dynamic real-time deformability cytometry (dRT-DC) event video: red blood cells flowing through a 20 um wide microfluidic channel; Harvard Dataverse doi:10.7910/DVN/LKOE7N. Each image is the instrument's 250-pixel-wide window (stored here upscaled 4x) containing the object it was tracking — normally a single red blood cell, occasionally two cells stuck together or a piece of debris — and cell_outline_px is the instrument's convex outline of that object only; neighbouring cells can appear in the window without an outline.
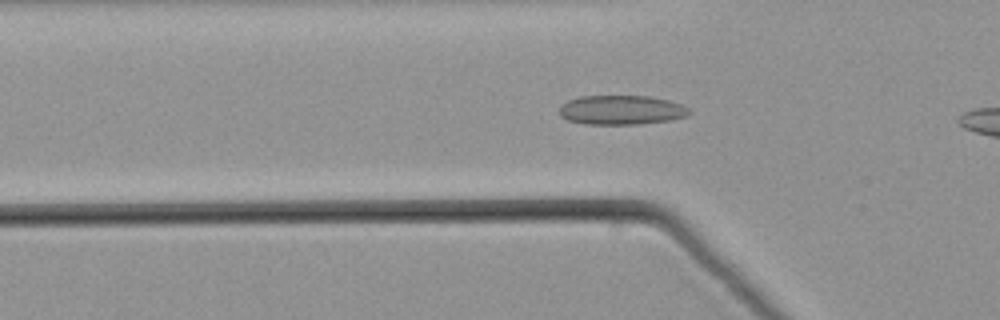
{"species": "common noctule bat (a hibernating species)", "species_latin": "Nyctalus noctula", "temperature_condition": "warm", "stored_images_in_passage": 33, "camera_frame_rate_fps": 3000, "um_per_image_px": 0.085, "animal": {"sex": "male", "body_mass_g": 21.5, "forearm_length_mm": 52.0}, "frame": {"image": 1, "passage_image": 8, "time_ms": 2.333, "image_size_px": [1000, 320], "cell_outline_px": [[692, 112], [684, 116], [668, 120], [640, 124], [584, 124], [568, 120], [560, 116], [560, 108], [568, 100], [580, 96], [648, 96], [668, 100], [680, 104], [688, 108]], "centroid_in_image_um": [52.8, 9.35], "position_along_channel_um": 73.0, "area_um2": 22.02}}
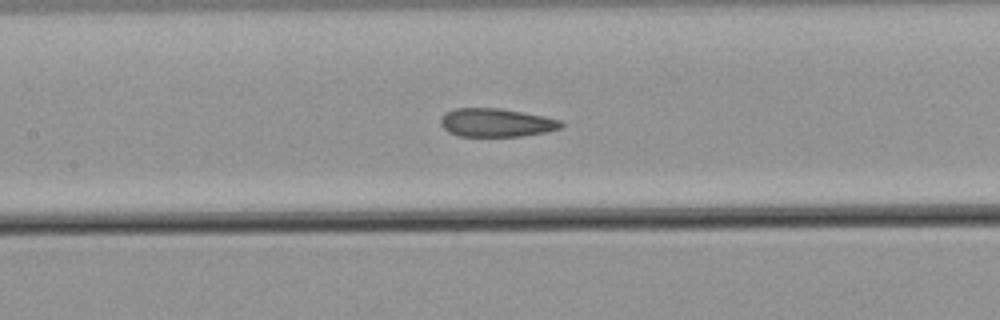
{"frame": {"image": 2, "passage_image": 15, "time_ms": 4.667, "image_size_px": [1000, 320], "cell_outline_px": [[564, 124], [560, 128], [544, 132], [520, 136], [460, 136], [448, 132], [440, 124], [440, 116], [444, 112], [456, 108], [500, 108], [544, 116], [560, 120]], "centroid_in_image_um": [42.13, 10.41], "position_along_channel_um": 165.3, "area_um2": 19.94}}
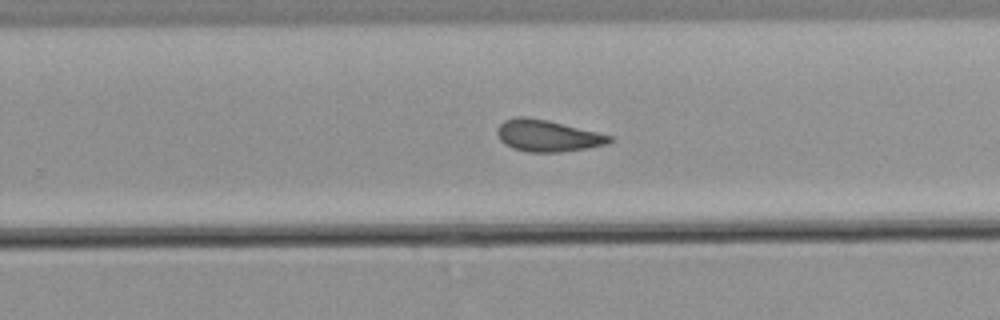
{"frame": {"image": 3, "passage_image": 24, "time_ms": 7.667, "image_size_px": [1000, 320], "cell_outline_px": [[612, 140], [608, 144], [560, 152], [528, 152], [512, 148], [504, 144], [500, 140], [496, 132], [500, 124], [504, 120], [516, 116], [524, 116], [548, 120], [612, 136]], "centroid_in_image_um": [46.49, 11.53], "position_along_channel_um": 283.3, "area_um2": 20.58}}